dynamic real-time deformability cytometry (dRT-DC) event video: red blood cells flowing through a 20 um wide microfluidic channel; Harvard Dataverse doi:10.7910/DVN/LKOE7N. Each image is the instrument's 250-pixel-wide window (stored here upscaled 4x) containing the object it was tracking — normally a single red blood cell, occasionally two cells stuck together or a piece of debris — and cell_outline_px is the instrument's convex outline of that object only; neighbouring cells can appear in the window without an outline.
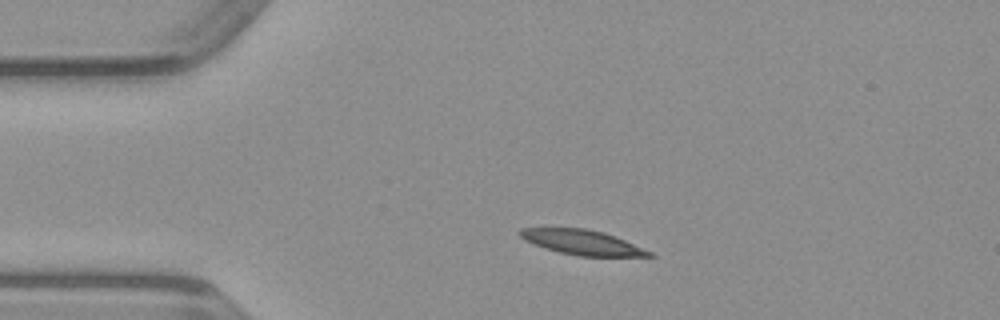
{"species": "common noctule bat (a hibernating species)", "species_latin": "Nyctalus noctula", "temperature_condition": "warm", "stored_images_in_passage": 40, "camera_frame_rate_fps": 3000, "um_per_image_px": 0.085, "animal": {"sex": "male", "body_mass_g": 23.1, "forearm_length_mm": 52.7}, "frame": {"image": 1, "passage_image": 1, "time_ms": 0.0, "image_size_px": [1000, 320], "cell_outline_px": [[656, 256], [580, 256], [560, 252], [544, 248], [524, 240], [516, 232], [520, 228], [584, 228], [604, 232], [624, 240], [652, 252]], "centroid_in_image_um": [49.44, 20.59], "position_along_channel_um": 35.6, "area_um2": 18.55}}
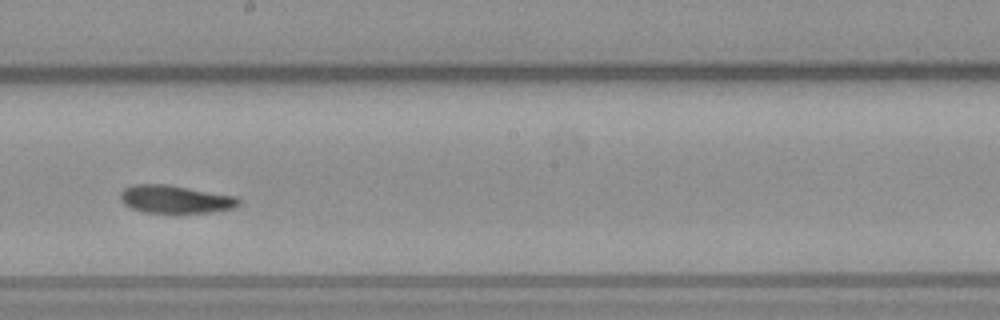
{"frame": {"image": 2, "passage_image": 18, "time_ms": 5.667, "image_size_px": [1000, 320], "cell_outline_px": [[240, 204], [236, 208], [212, 212], [144, 212], [132, 208], [124, 204], [120, 200], [120, 192], [124, 188], [132, 184], [168, 184], [236, 196], [240, 200]], "centroid_in_image_um": [14.91, 16.92], "position_along_channel_um": 233.3, "area_um2": 19.31}}
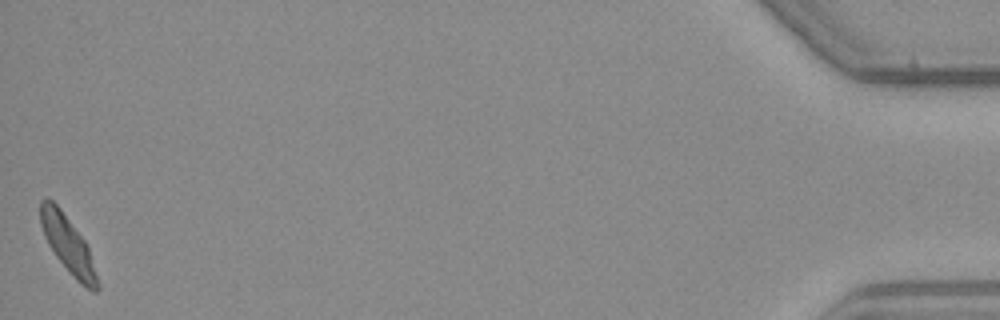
{"frame": {"image": 3, "passage_image": 40, "time_ms": 13.0, "image_size_px": [1000, 320], "cell_outline_px": [[100, 288], [96, 292], [92, 292], [80, 284], [72, 276], [56, 256], [48, 244], [44, 236], [40, 224], [40, 200], [44, 196], [48, 196], [60, 208], [84, 240], [88, 248], [100, 284]], "centroid_in_image_um": [5.76, 20.79], "position_along_channel_um": 429.4, "area_um2": 18.9}}